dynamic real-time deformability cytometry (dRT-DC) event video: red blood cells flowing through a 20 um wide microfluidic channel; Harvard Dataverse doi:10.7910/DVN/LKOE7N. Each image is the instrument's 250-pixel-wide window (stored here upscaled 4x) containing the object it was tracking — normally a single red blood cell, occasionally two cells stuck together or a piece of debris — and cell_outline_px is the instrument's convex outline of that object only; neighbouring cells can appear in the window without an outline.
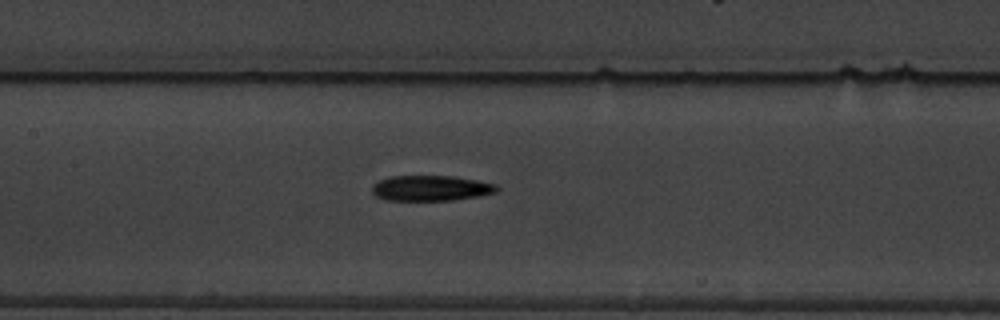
{"species": "common noctule bat (a hibernating species)", "species_latin": "Nyctalus noctula", "temperature_condition": "warm", "stored_images_in_passage": 8, "camera_frame_rate_fps": 3000, "um_per_image_px": 0.085, "animal": {"sex": "male", "body_mass_g": 19.5, "forearm_length_mm": 54.6}, "frame": {"image": 1, "passage_image": 8, "time_ms": 8.0, "image_size_px": [1000, 320], "cell_outline_px": [[500, 188], [496, 192], [480, 196], [452, 200], [388, 200], [376, 196], [372, 192], [372, 184], [376, 180], [388, 176], [452, 176], [480, 180], [496, 184]], "centroid_in_image_um": [36.62, 15.98], "position_along_channel_um": 170.8, "area_um2": 18.73}}